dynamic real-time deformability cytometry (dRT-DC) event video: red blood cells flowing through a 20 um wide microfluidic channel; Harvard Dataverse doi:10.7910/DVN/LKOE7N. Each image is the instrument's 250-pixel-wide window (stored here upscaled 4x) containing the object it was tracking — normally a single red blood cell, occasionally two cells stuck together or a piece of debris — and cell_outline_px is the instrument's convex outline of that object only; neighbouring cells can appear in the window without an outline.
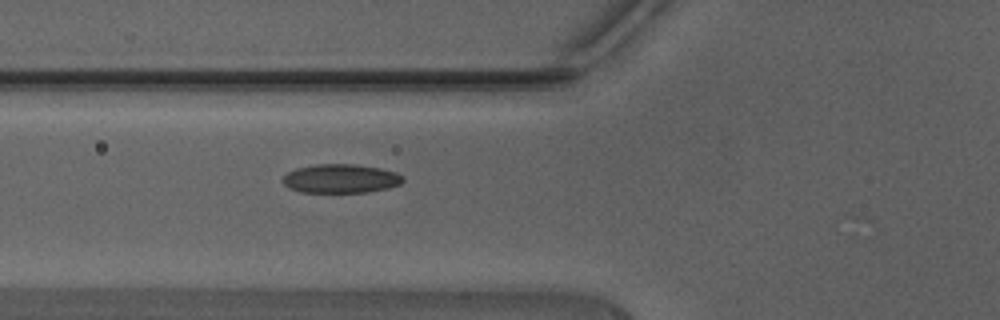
{"species": "Egyptian fruit bat (a non-hibernating species)", "species_latin": "Rousettus aegyptiacus", "temperature_condition": "warm", "stored_images_in_passage": 32, "camera_frame_rate_fps": 3000, "um_per_image_px": 0.085, "animal": {"sex": "male"}, "frame": {"image": 1, "passage_image": 3, "time_ms": 0.667, "image_size_px": [1000, 320], "cell_outline_px": [[404, 180], [400, 184], [388, 188], [368, 192], [300, 192], [288, 188], [280, 180], [288, 172], [296, 168], [316, 164], [356, 164], [380, 168], [396, 172], [404, 176]], "centroid_in_image_um": [28.96, 15.18], "position_along_channel_um": 96.8, "area_um2": 20.4}}
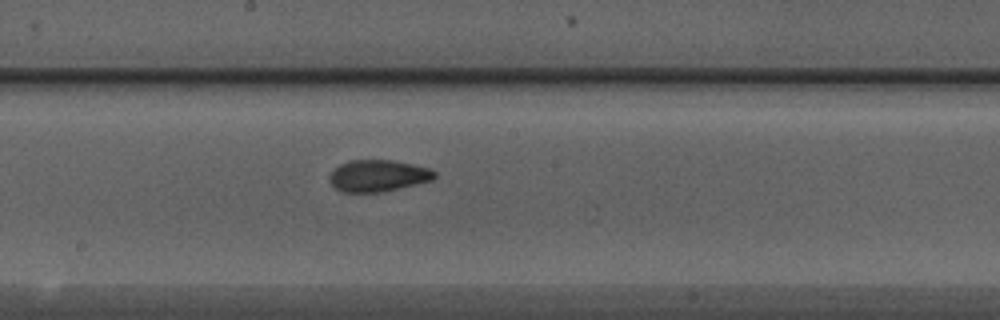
{"frame": {"image": 2, "passage_image": 11, "time_ms": 3.333, "image_size_px": [1000, 320], "cell_outline_px": [[436, 176], [432, 180], [416, 184], [380, 192], [340, 192], [328, 180], [328, 176], [340, 164], [348, 160], [392, 160], [412, 164], [428, 168], [436, 172]], "centroid_in_image_um": [32.11, 14.93], "position_along_channel_um": 216.1, "area_um2": 19.31}}
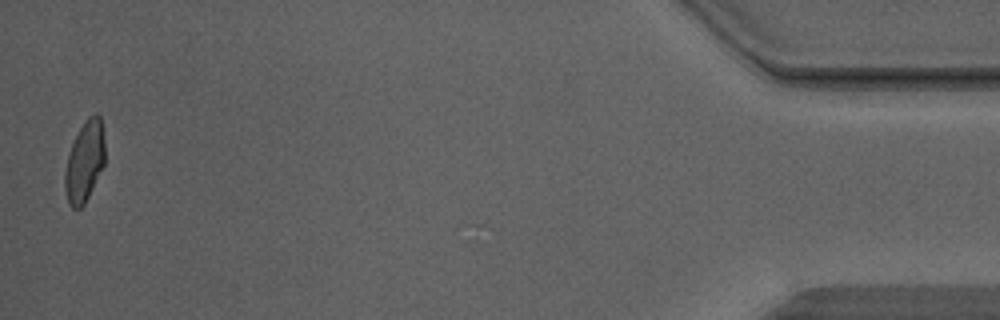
{"frame": {"image": 3, "passage_image": 31, "time_ms": 10.0, "image_size_px": [1000, 320], "cell_outline_px": [[104, 164], [84, 204], [80, 208], [72, 208], [68, 204], [64, 188], [64, 172], [68, 156], [72, 144], [84, 120], [88, 116], [96, 112], [100, 116], [104, 140]], "centroid_in_image_um": [7.18, 13.72], "position_along_channel_um": 428.0, "area_um2": 18.67}, "authors_computed_cell_mechanics": {"area_um2": 19.2474, "velocity_mm_per_s": 4.4596, "shape_relaxation_time_tau1_ms": 9.6865, "shape_relaxation_time_tau2_ms": 1.1173, "deformation_change_tau1": 0.2426, "deformation_change_tau2": 0.0777}}